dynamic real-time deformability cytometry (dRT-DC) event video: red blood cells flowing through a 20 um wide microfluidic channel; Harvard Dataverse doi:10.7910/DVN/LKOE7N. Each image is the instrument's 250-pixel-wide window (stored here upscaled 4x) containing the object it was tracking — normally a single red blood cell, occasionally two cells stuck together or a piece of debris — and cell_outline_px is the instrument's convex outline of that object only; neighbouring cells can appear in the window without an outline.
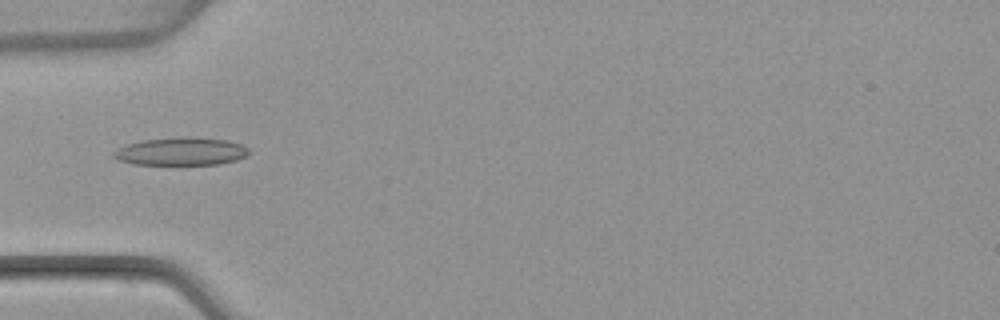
{"species": "common noctule bat (a hibernating species)", "species_latin": "Nyctalus noctula", "temperature_condition": "warm", "stored_images_in_passage": 5, "camera_frame_rate_fps": 3000, "um_per_image_px": 0.085, "animal": {"sex": "female", "body_mass_g": 22.7, "forearm_length_mm": 54.2}, "frame": {"image": 1, "passage_image": 5, "time_ms": 4.667, "image_size_px": [1000, 320], "cell_outline_px": [[252, 152], [236, 160], [220, 164], [132, 164], [116, 160], [112, 156], [112, 152], [116, 148], [128, 144], [144, 140], [180, 136], [192, 136], [228, 140], [240, 144], [248, 148]], "centroid_in_image_um": [15.37, 12.86], "position_along_channel_um": 69.6, "area_um2": 22.25}}